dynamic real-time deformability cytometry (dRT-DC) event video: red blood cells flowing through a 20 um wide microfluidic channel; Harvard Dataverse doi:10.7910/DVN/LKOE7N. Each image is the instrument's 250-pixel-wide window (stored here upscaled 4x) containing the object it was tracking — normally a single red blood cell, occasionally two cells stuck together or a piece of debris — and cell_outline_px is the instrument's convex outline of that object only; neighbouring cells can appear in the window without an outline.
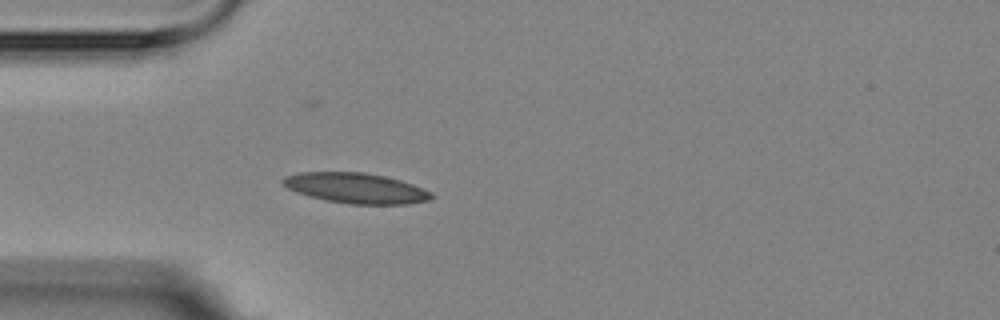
{"species": "Egyptian fruit bat (a non-hibernating species)", "species_latin": "Rousettus aegyptiacus", "temperature_condition": "room temperature", "stored_images_in_passage": 2, "camera_frame_rate_fps": 3000, "um_per_image_px": 0.085, "animal": {"sex": "female"}, "frame": {"image": 1, "passage_image": 2, "time_ms": 1.333, "image_size_px": [1000, 320], "cell_outline_px": [[436, 196], [428, 200], [408, 204], [348, 204], [308, 196], [296, 192], [288, 188], [280, 180], [284, 176], [300, 172], [364, 172], [384, 176], [400, 180], [412, 184], [432, 192]], "centroid_in_image_um": [30.25, 15.99], "position_along_channel_um": 54.7, "area_um2": 26.24}}